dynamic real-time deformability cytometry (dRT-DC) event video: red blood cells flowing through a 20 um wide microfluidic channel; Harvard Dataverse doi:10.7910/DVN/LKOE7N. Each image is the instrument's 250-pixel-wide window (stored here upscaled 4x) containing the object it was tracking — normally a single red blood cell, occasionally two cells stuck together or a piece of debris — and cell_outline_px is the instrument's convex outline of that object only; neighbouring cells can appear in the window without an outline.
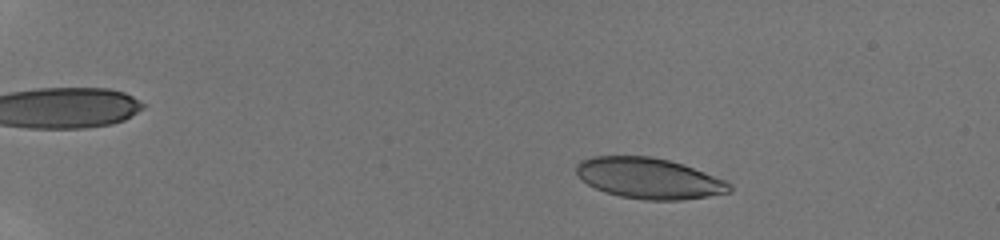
{"species": "human", "species_latin": "Homo sapiens", "temperature_condition": "room temperature", "stored_images_in_passage": 52, "camera_frame_rate_fps": 3000, "um_per_image_px": 0.085, "donor": {"sex": "male"}, "frame": {"image": 1, "passage_image": 10, "time_ms": 3.0, "image_size_px": [1000, 240], "cell_outline_px": [[732, 192], [708, 196], [680, 200], [644, 200], [620, 196], [596, 188], [588, 184], [576, 172], [576, 164], [580, 160], [592, 156], [652, 156], [684, 164], [728, 180], [732, 184]], "centroid_in_image_um": [55.23, 15.15], "position_along_channel_um": 29.8, "area_um2": 36.59}}
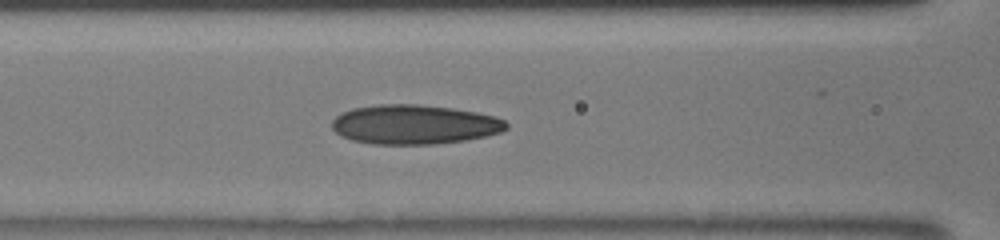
{"frame": {"image": 2, "passage_image": 26, "time_ms": 8.333, "image_size_px": [1000, 240], "cell_outline_px": [[508, 128], [500, 132], [484, 136], [464, 140], [432, 144], [372, 144], [352, 140], [340, 136], [332, 128], [332, 120], [336, 116], [352, 108], [380, 104], [416, 104], [452, 108], [476, 112], [496, 116], [504, 120], [508, 124]], "centroid_in_image_um": [35.2, 10.58], "position_along_channel_um": 131.4, "area_um2": 40.0}}
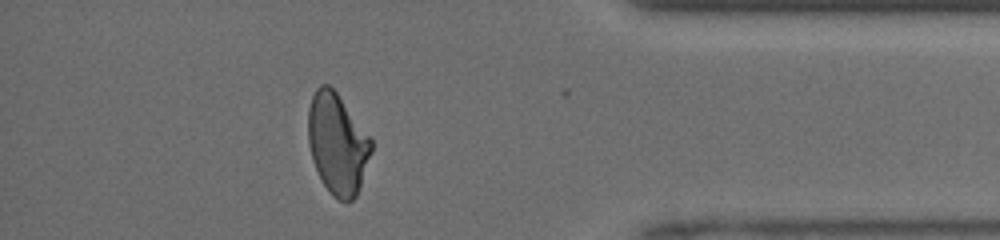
{"frame": {"image": 3, "passage_image": 47, "time_ms": 15.333, "image_size_px": [1000, 240], "cell_outline_px": [[372, 152], [356, 196], [352, 200], [340, 200], [332, 196], [324, 184], [312, 160], [308, 144], [308, 108], [312, 96], [316, 88], [320, 84], [328, 84], [336, 92], [372, 140]], "centroid_in_image_um": [28.66, 12.21], "position_along_channel_um": 406.5, "area_um2": 36.7}, "authors_computed_cell_mechanics": {"area_um2": 37.4544, "velocity_mm_per_s": 4.2232, "shape_relaxation_time_tau1_ms": null, "shape_relaxation_time_tau2_ms": 1.5259, "deformation_change_tau1": null, "deformation_change_tau2": 0.1}}